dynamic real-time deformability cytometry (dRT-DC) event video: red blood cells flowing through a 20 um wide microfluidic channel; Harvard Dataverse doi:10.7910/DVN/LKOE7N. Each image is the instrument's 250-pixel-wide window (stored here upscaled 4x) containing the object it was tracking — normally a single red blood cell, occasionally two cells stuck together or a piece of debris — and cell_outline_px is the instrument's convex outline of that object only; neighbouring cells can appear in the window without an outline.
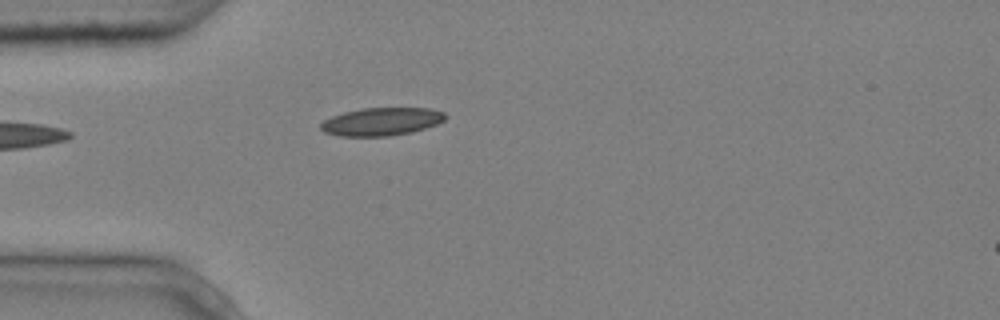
{"species": "common noctule bat (a hibernating species)", "species_latin": "Nyctalus noctula", "temperature_condition": "cold", "stored_images_in_passage": 4, "camera_frame_rate_fps": 3000, "um_per_image_px": 0.085, "animal": {"sex": "male", "body_mass_g": 20.4}, "frame": {"image": 1, "passage_image": 4, "time_ms": 1.0, "image_size_px": [1000, 320], "cell_outline_px": [[448, 116], [444, 120], [436, 124], [412, 132], [388, 136], [340, 136], [324, 132], [320, 128], [320, 124], [324, 120], [332, 116], [344, 112], [364, 108], [428, 108], [444, 112]], "centroid_in_image_um": [32.42, 10.33], "position_along_channel_um": 52.6, "area_um2": 20.23}}